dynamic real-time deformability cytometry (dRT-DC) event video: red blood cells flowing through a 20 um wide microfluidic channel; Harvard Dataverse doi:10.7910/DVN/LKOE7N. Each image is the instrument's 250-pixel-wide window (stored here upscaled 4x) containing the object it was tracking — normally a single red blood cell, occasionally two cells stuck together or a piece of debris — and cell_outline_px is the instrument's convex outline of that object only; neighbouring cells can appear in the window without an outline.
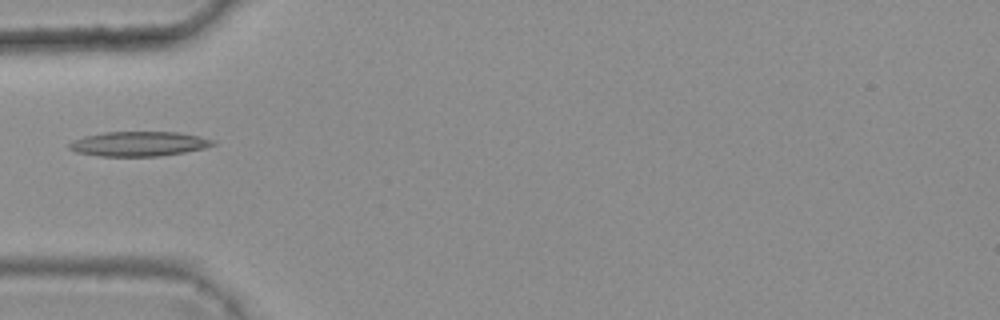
{"species": "common noctule bat (a hibernating species)", "species_latin": "Nyctalus noctula", "temperature_condition": "warm", "stored_images_in_passage": 6, "camera_frame_rate_fps": 3000, "um_per_image_px": 0.085, "animal": {"sex": "female", "body_mass_g": 25.1}, "frame": {"image": 1, "passage_image": 5, "time_ms": 1.333, "image_size_px": [1000, 320], "cell_outline_px": [[216, 144], [204, 148], [184, 152], [160, 156], [100, 156], [76, 152], [68, 148], [68, 144], [72, 140], [84, 136], [104, 132], [176, 132], [200, 136], [216, 140]], "centroid_in_image_um": [11.8, 12.22], "position_along_channel_um": 73.2, "area_um2": 20.75}}
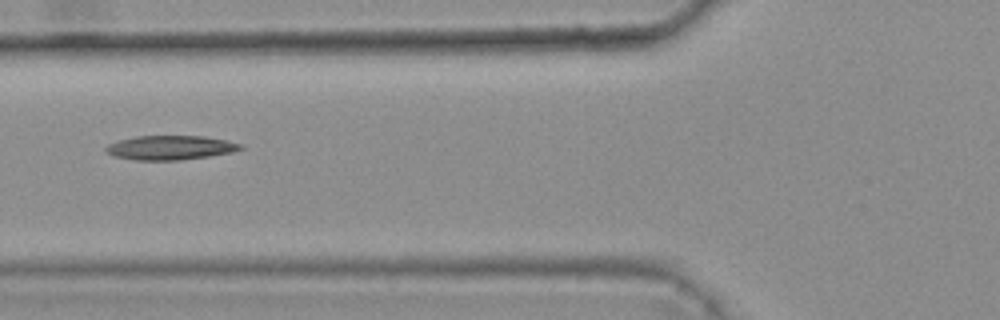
{"frame": {"image": 2, "passage_image": 6, "time_ms": 1.667, "image_size_px": [1000, 320], "cell_outline_px": [[244, 148], [232, 152], [208, 156], [180, 160], [136, 160], [112, 156], [104, 148], [108, 144], [120, 140], [136, 136], [204, 136], [244, 144]], "centroid_in_image_um": [14.48, 12.55], "position_along_channel_um": 111.3, "area_um2": 18.96}}